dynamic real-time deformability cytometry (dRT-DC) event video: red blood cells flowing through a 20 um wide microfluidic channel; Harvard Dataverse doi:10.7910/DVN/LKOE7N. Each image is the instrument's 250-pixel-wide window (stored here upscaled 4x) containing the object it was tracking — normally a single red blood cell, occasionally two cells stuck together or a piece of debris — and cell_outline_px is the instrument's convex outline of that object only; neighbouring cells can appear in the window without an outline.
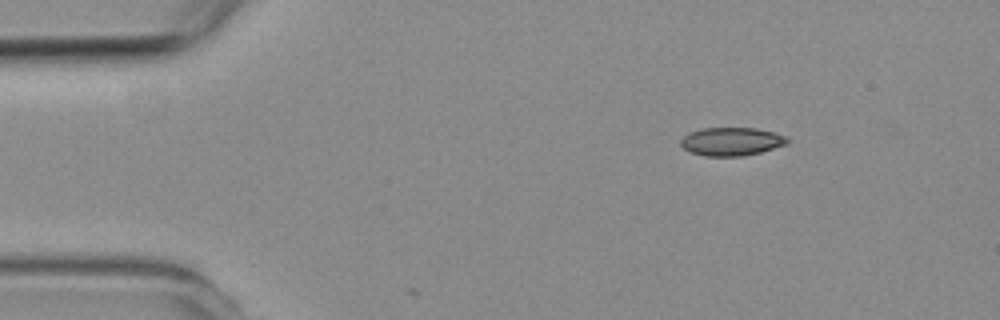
{"species": "common noctule bat (a hibernating species)", "species_latin": "Nyctalus noctula", "temperature_condition": "room temperature", "stored_images_in_passage": 3, "camera_frame_rate_fps": 3000, "um_per_image_px": 0.085, "animal": {"sex": "female", "body_mass_g": 19.3, "forearm_length_mm": 54.1}, "frame": {"image": 1, "passage_image": 1, "time_ms": 0.0, "image_size_px": [1000, 320], "cell_outline_px": [[788, 144], [760, 152], [744, 156], [704, 156], [692, 152], [684, 148], [680, 144], [680, 140], [688, 132], [704, 128], [756, 128], [788, 136]], "centroid_in_image_um": [62.18, 12.03], "position_along_channel_um": 22.8, "area_um2": 17.57}}